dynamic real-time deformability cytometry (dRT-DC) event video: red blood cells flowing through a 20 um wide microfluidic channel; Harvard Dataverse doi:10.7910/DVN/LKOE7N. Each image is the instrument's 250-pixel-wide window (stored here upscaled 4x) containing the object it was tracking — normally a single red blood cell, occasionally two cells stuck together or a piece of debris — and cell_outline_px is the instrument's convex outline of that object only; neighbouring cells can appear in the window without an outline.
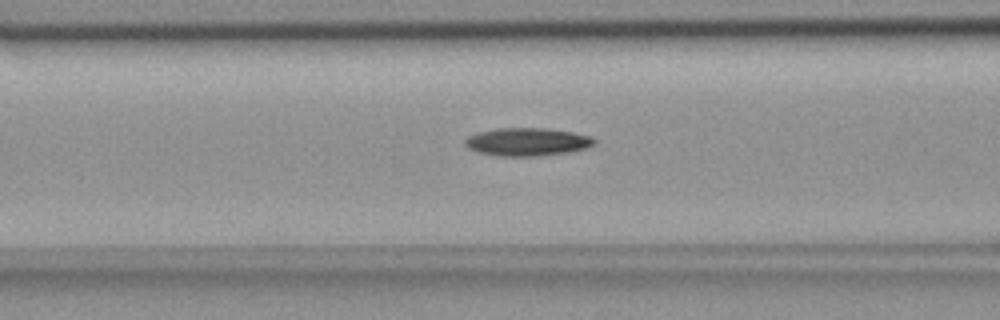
{"species": "common noctule bat (a hibernating species)", "species_latin": "Nyctalus noctula", "temperature_condition": "room temperature", "stored_images_in_passage": 54, "camera_frame_rate_fps": 3000, "um_per_image_px": 0.085, "animal": {"sex": "female", "body_mass_g": 18.4}, "frame": {"image": 1, "passage_image": 21, "time_ms": 6.667, "image_size_px": [1000, 320], "cell_outline_px": [[596, 144], [588, 148], [568, 152], [540, 156], [500, 156], [476, 152], [468, 148], [464, 144], [464, 140], [468, 136], [476, 132], [496, 128], [544, 128], [572, 132], [592, 136], [596, 140]], "centroid_in_image_um": [44.81, 12.06], "position_along_channel_um": 121.8, "area_um2": 21.39}}
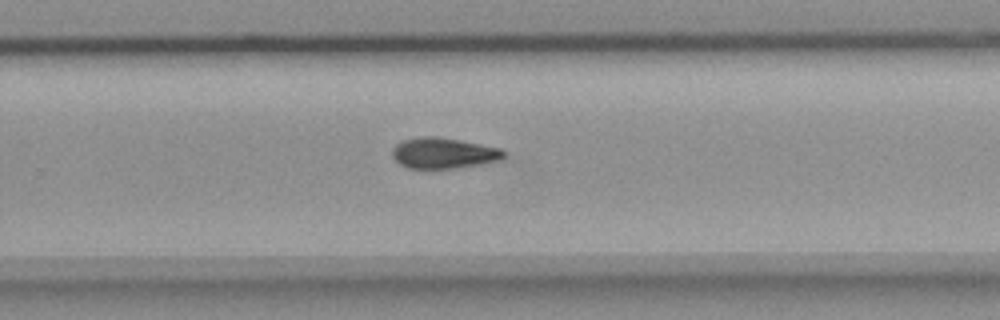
{"frame": {"image": 2, "passage_image": 35, "time_ms": 11.333, "image_size_px": [1000, 320], "cell_outline_px": [[508, 152], [500, 160], [480, 164], [456, 168], [408, 168], [400, 164], [392, 156], [392, 148], [396, 144], [404, 140], [420, 136], [436, 136], [460, 140], [504, 148]], "centroid_in_image_um": [37.74, 13.0], "position_along_channel_um": 292.1, "area_um2": 20.17}}
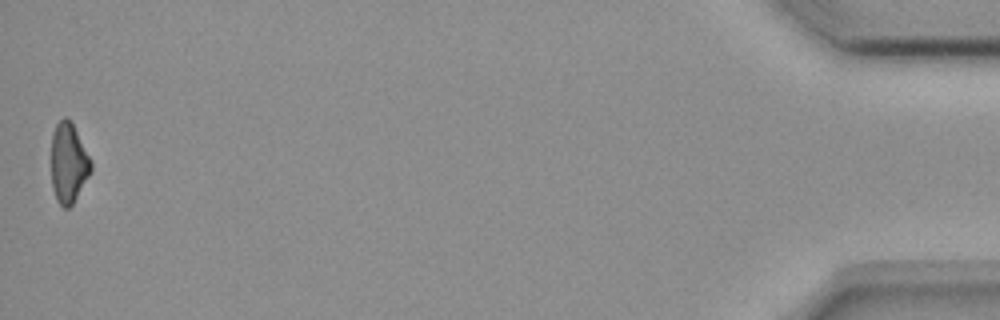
{"frame": {"image": 3, "passage_image": 54, "time_ms": 17.667, "image_size_px": [1000, 320], "cell_outline_px": [[92, 172], [72, 204], [68, 208], [64, 208], [56, 200], [52, 188], [52, 132], [56, 124], [64, 116], [72, 124], [92, 160]], "centroid_in_image_um": [5.83, 13.88], "position_along_channel_um": 429.4, "area_um2": 18.44}, "authors_computed_cell_mechanics": {"area_um2": 19.7676, "velocity_mm_per_s": 3.6602, "shape_relaxation_time_tau1_ms": 7.0698, "shape_relaxation_time_tau2_ms": null, "deformation_change_tau1": 0.1806, "deformation_change_tau2": null}}